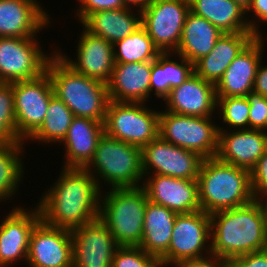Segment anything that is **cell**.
Instances as JSON below:
<instances>
[{
	"label": "cell",
	"instance_id": "1",
	"mask_svg": "<svg viewBox=\"0 0 267 267\" xmlns=\"http://www.w3.org/2000/svg\"><path fill=\"white\" fill-rule=\"evenodd\" d=\"M60 170L36 205L45 224L72 231L99 218L101 190L84 168Z\"/></svg>",
	"mask_w": 267,
	"mask_h": 267
},
{
	"label": "cell",
	"instance_id": "2",
	"mask_svg": "<svg viewBox=\"0 0 267 267\" xmlns=\"http://www.w3.org/2000/svg\"><path fill=\"white\" fill-rule=\"evenodd\" d=\"M211 254L230 263L235 258L267 249L261 210L255 200L210 215Z\"/></svg>",
	"mask_w": 267,
	"mask_h": 267
},
{
	"label": "cell",
	"instance_id": "3",
	"mask_svg": "<svg viewBox=\"0 0 267 267\" xmlns=\"http://www.w3.org/2000/svg\"><path fill=\"white\" fill-rule=\"evenodd\" d=\"M197 181L201 210L209 215L246 205L255 198L250 171L217 157L203 160Z\"/></svg>",
	"mask_w": 267,
	"mask_h": 267
},
{
	"label": "cell",
	"instance_id": "4",
	"mask_svg": "<svg viewBox=\"0 0 267 267\" xmlns=\"http://www.w3.org/2000/svg\"><path fill=\"white\" fill-rule=\"evenodd\" d=\"M54 95L73 112L74 117L104 122L109 102L107 84L74 71L56 52L47 62Z\"/></svg>",
	"mask_w": 267,
	"mask_h": 267
},
{
	"label": "cell",
	"instance_id": "5",
	"mask_svg": "<svg viewBox=\"0 0 267 267\" xmlns=\"http://www.w3.org/2000/svg\"><path fill=\"white\" fill-rule=\"evenodd\" d=\"M84 169L96 179L101 191L104 186L106 190L140 187L144 180L141 148L105 133Z\"/></svg>",
	"mask_w": 267,
	"mask_h": 267
},
{
	"label": "cell",
	"instance_id": "6",
	"mask_svg": "<svg viewBox=\"0 0 267 267\" xmlns=\"http://www.w3.org/2000/svg\"><path fill=\"white\" fill-rule=\"evenodd\" d=\"M147 201L148 196L142 186L101 191L99 218L119 246L140 245Z\"/></svg>",
	"mask_w": 267,
	"mask_h": 267
},
{
	"label": "cell",
	"instance_id": "7",
	"mask_svg": "<svg viewBox=\"0 0 267 267\" xmlns=\"http://www.w3.org/2000/svg\"><path fill=\"white\" fill-rule=\"evenodd\" d=\"M217 116L197 117L159 112V136L173 145L199 154L204 159L214 158L219 148ZM215 121V122H213Z\"/></svg>",
	"mask_w": 267,
	"mask_h": 267
},
{
	"label": "cell",
	"instance_id": "8",
	"mask_svg": "<svg viewBox=\"0 0 267 267\" xmlns=\"http://www.w3.org/2000/svg\"><path fill=\"white\" fill-rule=\"evenodd\" d=\"M150 106L109 100L103 122L104 133L142 148L159 136L160 110Z\"/></svg>",
	"mask_w": 267,
	"mask_h": 267
},
{
	"label": "cell",
	"instance_id": "9",
	"mask_svg": "<svg viewBox=\"0 0 267 267\" xmlns=\"http://www.w3.org/2000/svg\"><path fill=\"white\" fill-rule=\"evenodd\" d=\"M37 38L0 37V83L32 80L45 73L55 50L44 51Z\"/></svg>",
	"mask_w": 267,
	"mask_h": 267
},
{
	"label": "cell",
	"instance_id": "10",
	"mask_svg": "<svg viewBox=\"0 0 267 267\" xmlns=\"http://www.w3.org/2000/svg\"><path fill=\"white\" fill-rule=\"evenodd\" d=\"M211 254L210 215L204 211L177 214L167 253L159 260L169 267L182 260L202 259Z\"/></svg>",
	"mask_w": 267,
	"mask_h": 267
},
{
	"label": "cell",
	"instance_id": "11",
	"mask_svg": "<svg viewBox=\"0 0 267 267\" xmlns=\"http://www.w3.org/2000/svg\"><path fill=\"white\" fill-rule=\"evenodd\" d=\"M189 12V0H153L141 11V25L161 53H173Z\"/></svg>",
	"mask_w": 267,
	"mask_h": 267
},
{
	"label": "cell",
	"instance_id": "12",
	"mask_svg": "<svg viewBox=\"0 0 267 267\" xmlns=\"http://www.w3.org/2000/svg\"><path fill=\"white\" fill-rule=\"evenodd\" d=\"M14 108L18 136L25 142L43 123L54 96L50 77L13 82Z\"/></svg>",
	"mask_w": 267,
	"mask_h": 267
},
{
	"label": "cell",
	"instance_id": "13",
	"mask_svg": "<svg viewBox=\"0 0 267 267\" xmlns=\"http://www.w3.org/2000/svg\"><path fill=\"white\" fill-rule=\"evenodd\" d=\"M144 175L158 174L197 180L204 160L199 154L164 141L160 136L141 148Z\"/></svg>",
	"mask_w": 267,
	"mask_h": 267
},
{
	"label": "cell",
	"instance_id": "14",
	"mask_svg": "<svg viewBox=\"0 0 267 267\" xmlns=\"http://www.w3.org/2000/svg\"><path fill=\"white\" fill-rule=\"evenodd\" d=\"M23 205H13L0 220V267L27 262L30 235L41 215L36 204L29 209Z\"/></svg>",
	"mask_w": 267,
	"mask_h": 267
},
{
	"label": "cell",
	"instance_id": "15",
	"mask_svg": "<svg viewBox=\"0 0 267 267\" xmlns=\"http://www.w3.org/2000/svg\"><path fill=\"white\" fill-rule=\"evenodd\" d=\"M76 42L73 59L59 46L54 50L74 71L107 84L115 66L113 44L104 38L90 34L84 28Z\"/></svg>",
	"mask_w": 267,
	"mask_h": 267
},
{
	"label": "cell",
	"instance_id": "16",
	"mask_svg": "<svg viewBox=\"0 0 267 267\" xmlns=\"http://www.w3.org/2000/svg\"><path fill=\"white\" fill-rule=\"evenodd\" d=\"M26 264V267H73L71 231L40 220L30 235Z\"/></svg>",
	"mask_w": 267,
	"mask_h": 267
},
{
	"label": "cell",
	"instance_id": "17",
	"mask_svg": "<svg viewBox=\"0 0 267 267\" xmlns=\"http://www.w3.org/2000/svg\"><path fill=\"white\" fill-rule=\"evenodd\" d=\"M71 234L73 267H112L119 245L100 218L72 230Z\"/></svg>",
	"mask_w": 267,
	"mask_h": 267
},
{
	"label": "cell",
	"instance_id": "18",
	"mask_svg": "<svg viewBox=\"0 0 267 267\" xmlns=\"http://www.w3.org/2000/svg\"><path fill=\"white\" fill-rule=\"evenodd\" d=\"M264 37L256 36L227 67L215 85L217 97H245L253 91L256 72L266 50L267 35Z\"/></svg>",
	"mask_w": 267,
	"mask_h": 267
},
{
	"label": "cell",
	"instance_id": "19",
	"mask_svg": "<svg viewBox=\"0 0 267 267\" xmlns=\"http://www.w3.org/2000/svg\"><path fill=\"white\" fill-rule=\"evenodd\" d=\"M148 200L181 213L200 211L198 181L158 174L144 175Z\"/></svg>",
	"mask_w": 267,
	"mask_h": 267
},
{
	"label": "cell",
	"instance_id": "20",
	"mask_svg": "<svg viewBox=\"0 0 267 267\" xmlns=\"http://www.w3.org/2000/svg\"><path fill=\"white\" fill-rule=\"evenodd\" d=\"M164 110L176 114L217 116L215 85L192 73L180 86L171 89L163 100Z\"/></svg>",
	"mask_w": 267,
	"mask_h": 267
},
{
	"label": "cell",
	"instance_id": "21",
	"mask_svg": "<svg viewBox=\"0 0 267 267\" xmlns=\"http://www.w3.org/2000/svg\"><path fill=\"white\" fill-rule=\"evenodd\" d=\"M53 19L30 0H0V37H38Z\"/></svg>",
	"mask_w": 267,
	"mask_h": 267
},
{
	"label": "cell",
	"instance_id": "22",
	"mask_svg": "<svg viewBox=\"0 0 267 267\" xmlns=\"http://www.w3.org/2000/svg\"><path fill=\"white\" fill-rule=\"evenodd\" d=\"M266 151V131L254 129L219 131L216 157L224 163L251 171Z\"/></svg>",
	"mask_w": 267,
	"mask_h": 267
},
{
	"label": "cell",
	"instance_id": "23",
	"mask_svg": "<svg viewBox=\"0 0 267 267\" xmlns=\"http://www.w3.org/2000/svg\"><path fill=\"white\" fill-rule=\"evenodd\" d=\"M151 69L152 61L115 63L107 83L109 100L131 103L151 102Z\"/></svg>",
	"mask_w": 267,
	"mask_h": 267
},
{
	"label": "cell",
	"instance_id": "24",
	"mask_svg": "<svg viewBox=\"0 0 267 267\" xmlns=\"http://www.w3.org/2000/svg\"><path fill=\"white\" fill-rule=\"evenodd\" d=\"M104 133L103 122L90 118L74 117L64 140V168H84L92 159L99 139ZM64 163V164H63Z\"/></svg>",
	"mask_w": 267,
	"mask_h": 267
},
{
	"label": "cell",
	"instance_id": "25",
	"mask_svg": "<svg viewBox=\"0 0 267 267\" xmlns=\"http://www.w3.org/2000/svg\"><path fill=\"white\" fill-rule=\"evenodd\" d=\"M255 37L253 32L223 33L211 52L193 64L194 73L216 85L231 62Z\"/></svg>",
	"mask_w": 267,
	"mask_h": 267
},
{
	"label": "cell",
	"instance_id": "26",
	"mask_svg": "<svg viewBox=\"0 0 267 267\" xmlns=\"http://www.w3.org/2000/svg\"><path fill=\"white\" fill-rule=\"evenodd\" d=\"M80 24L90 34L114 44L130 36L141 26V11L129 7L96 11Z\"/></svg>",
	"mask_w": 267,
	"mask_h": 267
},
{
	"label": "cell",
	"instance_id": "27",
	"mask_svg": "<svg viewBox=\"0 0 267 267\" xmlns=\"http://www.w3.org/2000/svg\"><path fill=\"white\" fill-rule=\"evenodd\" d=\"M176 216V212L148 200L139 247L160 260L168 251Z\"/></svg>",
	"mask_w": 267,
	"mask_h": 267
},
{
	"label": "cell",
	"instance_id": "28",
	"mask_svg": "<svg viewBox=\"0 0 267 267\" xmlns=\"http://www.w3.org/2000/svg\"><path fill=\"white\" fill-rule=\"evenodd\" d=\"M222 34L223 32L208 20L190 11L183 26L179 46L174 53L194 64L211 52Z\"/></svg>",
	"mask_w": 267,
	"mask_h": 267
},
{
	"label": "cell",
	"instance_id": "29",
	"mask_svg": "<svg viewBox=\"0 0 267 267\" xmlns=\"http://www.w3.org/2000/svg\"><path fill=\"white\" fill-rule=\"evenodd\" d=\"M192 73L193 64L187 59L174 52L160 53L152 61L150 98L154 95L162 102L172 88L180 86Z\"/></svg>",
	"mask_w": 267,
	"mask_h": 267
},
{
	"label": "cell",
	"instance_id": "30",
	"mask_svg": "<svg viewBox=\"0 0 267 267\" xmlns=\"http://www.w3.org/2000/svg\"><path fill=\"white\" fill-rule=\"evenodd\" d=\"M190 11L203 17L223 33L252 32L246 10L234 0H189Z\"/></svg>",
	"mask_w": 267,
	"mask_h": 267
},
{
	"label": "cell",
	"instance_id": "31",
	"mask_svg": "<svg viewBox=\"0 0 267 267\" xmlns=\"http://www.w3.org/2000/svg\"><path fill=\"white\" fill-rule=\"evenodd\" d=\"M25 145V142L0 144V204L7 200L11 202L16 194H20L18 191L26 173Z\"/></svg>",
	"mask_w": 267,
	"mask_h": 267
},
{
	"label": "cell",
	"instance_id": "32",
	"mask_svg": "<svg viewBox=\"0 0 267 267\" xmlns=\"http://www.w3.org/2000/svg\"><path fill=\"white\" fill-rule=\"evenodd\" d=\"M73 118V112L54 95L50 99L43 123L25 143L33 141L43 146L59 145L64 140Z\"/></svg>",
	"mask_w": 267,
	"mask_h": 267
},
{
	"label": "cell",
	"instance_id": "33",
	"mask_svg": "<svg viewBox=\"0 0 267 267\" xmlns=\"http://www.w3.org/2000/svg\"><path fill=\"white\" fill-rule=\"evenodd\" d=\"M115 63L154 61L161 53L141 25L130 36L113 44Z\"/></svg>",
	"mask_w": 267,
	"mask_h": 267
},
{
	"label": "cell",
	"instance_id": "34",
	"mask_svg": "<svg viewBox=\"0 0 267 267\" xmlns=\"http://www.w3.org/2000/svg\"><path fill=\"white\" fill-rule=\"evenodd\" d=\"M249 112L246 97H217L216 115L222 124L218 125L219 131L249 129Z\"/></svg>",
	"mask_w": 267,
	"mask_h": 267
},
{
	"label": "cell",
	"instance_id": "35",
	"mask_svg": "<svg viewBox=\"0 0 267 267\" xmlns=\"http://www.w3.org/2000/svg\"><path fill=\"white\" fill-rule=\"evenodd\" d=\"M24 142L17 133L13 83H0V144Z\"/></svg>",
	"mask_w": 267,
	"mask_h": 267
},
{
	"label": "cell",
	"instance_id": "36",
	"mask_svg": "<svg viewBox=\"0 0 267 267\" xmlns=\"http://www.w3.org/2000/svg\"><path fill=\"white\" fill-rule=\"evenodd\" d=\"M112 267H161V264L139 246H119Z\"/></svg>",
	"mask_w": 267,
	"mask_h": 267
},
{
	"label": "cell",
	"instance_id": "37",
	"mask_svg": "<svg viewBox=\"0 0 267 267\" xmlns=\"http://www.w3.org/2000/svg\"><path fill=\"white\" fill-rule=\"evenodd\" d=\"M245 97L250 106L249 129L267 132V97L255 91H250Z\"/></svg>",
	"mask_w": 267,
	"mask_h": 267
},
{
	"label": "cell",
	"instance_id": "38",
	"mask_svg": "<svg viewBox=\"0 0 267 267\" xmlns=\"http://www.w3.org/2000/svg\"><path fill=\"white\" fill-rule=\"evenodd\" d=\"M79 1V3H78ZM75 18L81 23L89 14L96 11L112 10L126 7L123 0H77Z\"/></svg>",
	"mask_w": 267,
	"mask_h": 267
},
{
	"label": "cell",
	"instance_id": "39",
	"mask_svg": "<svg viewBox=\"0 0 267 267\" xmlns=\"http://www.w3.org/2000/svg\"><path fill=\"white\" fill-rule=\"evenodd\" d=\"M246 18L250 30L256 36H265L261 28L262 25H267V0H252L250 7L246 11Z\"/></svg>",
	"mask_w": 267,
	"mask_h": 267
},
{
	"label": "cell",
	"instance_id": "40",
	"mask_svg": "<svg viewBox=\"0 0 267 267\" xmlns=\"http://www.w3.org/2000/svg\"><path fill=\"white\" fill-rule=\"evenodd\" d=\"M253 195L267 192V151L258 159L250 171Z\"/></svg>",
	"mask_w": 267,
	"mask_h": 267
},
{
	"label": "cell",
	"instance_id": "41",
	"mask_svg": "<svg viewBox=\"0 0 267 267\" xmlns=\"http://www.w3.org/2000/svg\"><path fill=\"white\" fill-rule=\"evenodd\" d=\"M229 267H267V249L235 258Z\"/></svg>",
	"mask_w": 267,
	"mask_h": 267
},
{
	"label": "cell",
	"instance_id": "42",
	"mask_svg": "<svg viewBox=\"0 0 267 267\" xmlns=\"http://www.w3.org/2000/svg\"><path fill=\"white\" fill-rule=\"evenodd\" d=\"M170 267H229L225 263L213 255L202 259L182 260L172 264Z\"/></svg>",
	"mask_w": 267,
	"mask_h": 267
},
{
	"label": "cell",
	"instance_id": "43",
	"mask_svg": "<svg viewBox=\"0 0 267 267\" xmlns=\"http://www.w3.org/2000/svg\"><path fill=\"white\" fill-rule=\"evenodd\" d=\"M263 62L261 60L253 86V91L262 94L263 96L267 97V64L263 65Z\"/></svg>",
	"mask_w": 267,
	"mask_h": 267
},
{
	"label": "cell",
	"instance_id": "44",
	"mask_svg": "<svg viewBox=\"0 0 267 267\" xmlns=\"http://www.w3.org/2000/svg\"><path fill=\"white\" fill-rule=\"evenodd\" d=\"M254 197V200L257 202L263 216L264 229L267 237V192Z\"/></svg>",
	"mask_w": 267,
	"mask_h": 267
},
{
	"label": "cell",
	"instance_id": "45",
	"mask_svg": "<svg viewBox=\"0 0 267 267\" xmlns=\"http://www.w3.org/2000/svg\"><path fill=\"white\" fill-rule=\"evenodd\" d=\"M153 0H123L126 7L137 9L142 11L145 9Z\"/></svg>",
	"mask_w": 267,
	"mask_h": 267
},
{
	"label": "cell",
	"instance_id": "46",
	"mask_svg": "<svg viewBox=\"0 0 267 267\" xmlns=\"http://www.w3.org/2000/svg\"><path fill=\"white\" fill-rule=\"evenodd\" d=\"M237 4H239L246 11L250 7L252 0H234Z\"/></svg>",
	"mask_w": 267,
	"mask_h": 267
},
{
	"label": "cell",
	"instance_id": "47",
	"mask_svg": "<svg viewBox=\"0 0 267 267\" xmlns=\"http://www.w3.org/2000/svg\"><path fill=\"white\" fill-rule=\"evenodd\" d=\"M30 1H33L35 3H37L48 15H49V12L47 11V9H45L42 4H41V0H30Z\"/></svg>",
	"mask_w": 267,
	"mask_h": 267
}]
</instances>
